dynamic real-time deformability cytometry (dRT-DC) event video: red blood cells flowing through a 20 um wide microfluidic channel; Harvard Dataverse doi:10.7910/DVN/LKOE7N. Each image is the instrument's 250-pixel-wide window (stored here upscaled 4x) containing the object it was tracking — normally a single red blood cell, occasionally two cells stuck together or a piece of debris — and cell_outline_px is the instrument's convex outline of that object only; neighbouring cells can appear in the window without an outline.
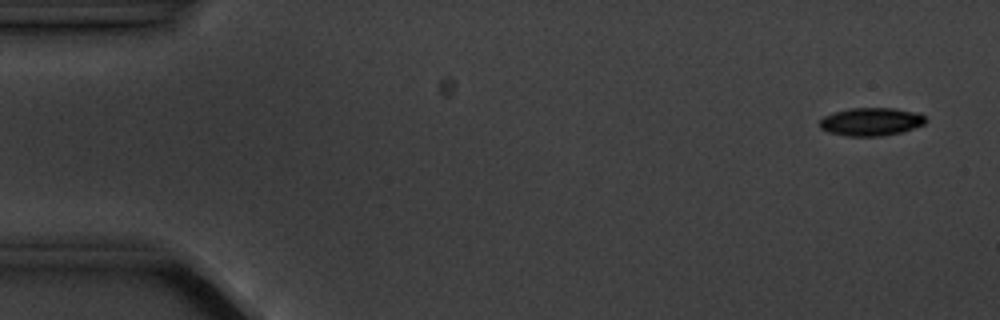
{"species": "common noctule bat (a hibernating species)", "species_latin": "Nyctalus noctula", "temperature_condition": "cold", "stored_images_in_passage": 4, "camera_frame_rate_fps": 3000, "um_per_image_px": 0.085, "animal": {"sex": "male", "body_mass_g": 20.1, "forearm_length_mm": 53.5}, "frame": {"image": 1, "passage_image": 1, "time_ms": 0.0, "image_size_px": [1000, 320], "cell_outline_px": [[928, 120], [924, 124], [900, 132], [880, 136], [844, 136], [828, 132], [820, 128], [820, 120], [824, 116], [836, 112], [852, 108], [896, 108], [920, 112]], "centroid_in_image_um": [74.06, 10.34], "position_along_channel_um": 10.9, "area_um2": 17.34}}